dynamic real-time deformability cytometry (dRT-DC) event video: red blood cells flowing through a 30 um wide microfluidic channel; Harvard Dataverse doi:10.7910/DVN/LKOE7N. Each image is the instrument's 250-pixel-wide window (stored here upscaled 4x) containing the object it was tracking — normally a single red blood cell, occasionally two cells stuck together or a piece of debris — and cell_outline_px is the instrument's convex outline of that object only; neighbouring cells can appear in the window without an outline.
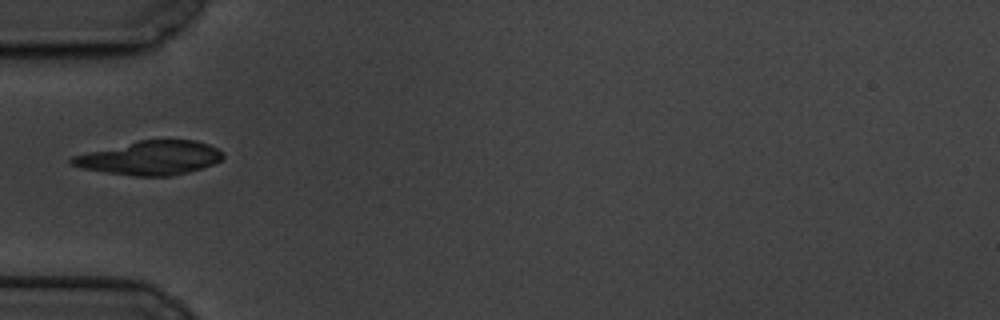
{"species": "common noctule bat (a hibernating species)", "species_latin": "Nyctalus noctula", "temperature_condition": "cold", "stored_images_in_passage": 7, "camera_frame_rate_fps": 3000, "um_per_image_px": 0.085, "animal": {"sex": "male", "body_mass_g": 19.5, "forearm_length_mm": 54.6}, "frame": {"image": 1, "passage_image": 1, "time_ms": 0.0, "image_size_px": [1000, 320], "cell_outline_px": [[224, 156], [220, 160], [212, 164], [188, 172], [172, 176], [132, 176], [104, 172], [80, 168], [72, 164], [68, 160], [72, 156], [88, 152], [140, 140], [196, 140], [208, 144], [224, 152]], "centroid_in_image_um": [12.76, 13.43], "position_along_channel_um": 72.2, "area_um2": 29.71}}
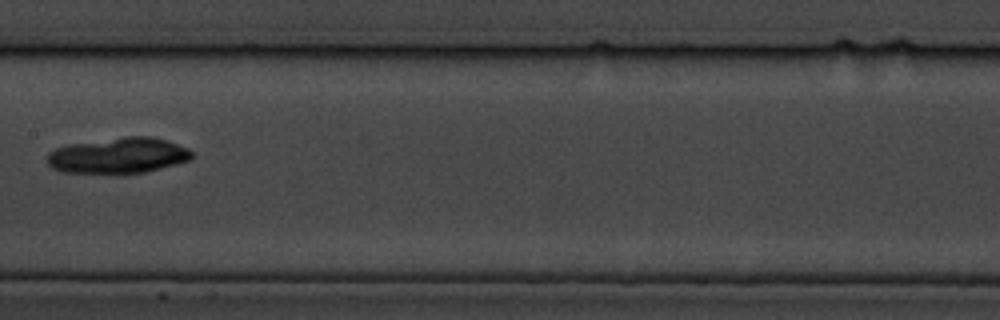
{"frame": {"image": 2, "passage_image": 4, "time_ms": 3.667, "image_size_px": [1000, 320], "cell_outline_px": [[192, 156], [188, 160], [176, 164], [144, 172], [124, 176], [116, 176], [64, 172], [52, 168], [48, 164], [48, 152], [56, 148], [68, 144], [124, 136], [152, 136], [168, 140], [188, 148], [192, 152]], "centroid_in_image_um": [10.03, 13.25], "position_along_channel_um": 197.4, "area_um2": 31.1}}
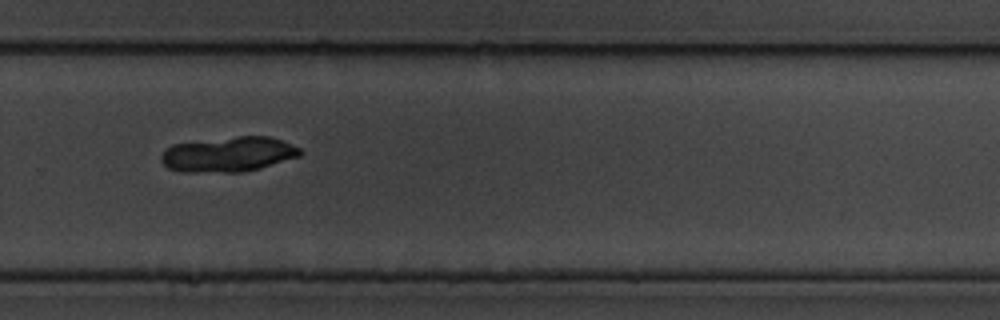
{"frame": {"image": 3, "passage_image": 7, "time_ms": 7.0, "image_size_px": [1000, 320], "cell_outline_px": [[304, 152], [300, 156], [260, 168], [244, 172], [180, 172], [168, 168], [160, 160], [160, 156], [164, 148], [172, 144], [240, 136], [268, 136], [280, 140], [300, 148]], "centroid_in_image_um": [19.39, 13.13], "position_along_channel_um": 310.4, "area_um2": 28.44}}